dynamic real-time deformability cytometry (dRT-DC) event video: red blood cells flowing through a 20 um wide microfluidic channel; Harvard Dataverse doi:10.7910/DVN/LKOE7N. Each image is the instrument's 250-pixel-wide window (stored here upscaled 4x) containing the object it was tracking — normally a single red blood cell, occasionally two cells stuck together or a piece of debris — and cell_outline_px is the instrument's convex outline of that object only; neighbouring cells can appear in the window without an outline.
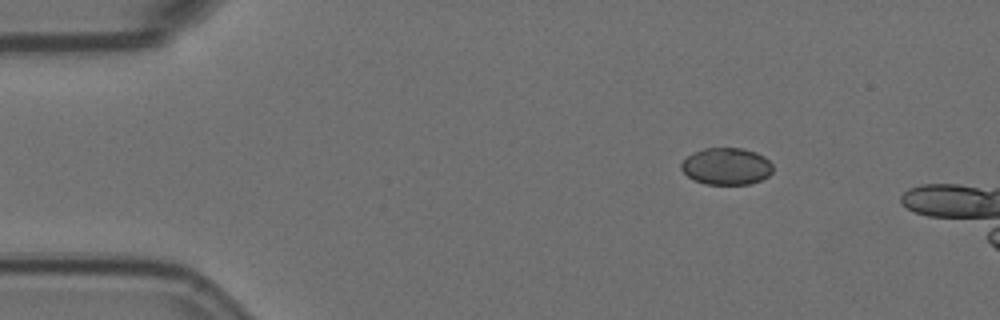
{"species": "Egyptian fruit bat (a non-hibernating species)", "species_latin": "Rousettus aegyptiacus", "temperature_condition": "room temperature", "stored_images_in_passage": 6, "camera_frame_rate_fps": 3000, "um_per_image_px": 0.085, "animal": {"sex": "female"}, "frame": {"image": 1, "passage_image": 1, "time_ms": 0.0, "image_size_px": [1000, 320], "cell_outline_px": [[772, 172], [768, 176], [760, 180], [748, 184], [704, 184], [692, 180], [680, 168], [680, 164], [688, 156], [704, 148], [744, 148], [756, 152], [764, 156], [772, 164]], "centroid_in_image_um": [61.75, 14.14], "position_along_channel_um": 23.3, "area_um2": 19.71}}